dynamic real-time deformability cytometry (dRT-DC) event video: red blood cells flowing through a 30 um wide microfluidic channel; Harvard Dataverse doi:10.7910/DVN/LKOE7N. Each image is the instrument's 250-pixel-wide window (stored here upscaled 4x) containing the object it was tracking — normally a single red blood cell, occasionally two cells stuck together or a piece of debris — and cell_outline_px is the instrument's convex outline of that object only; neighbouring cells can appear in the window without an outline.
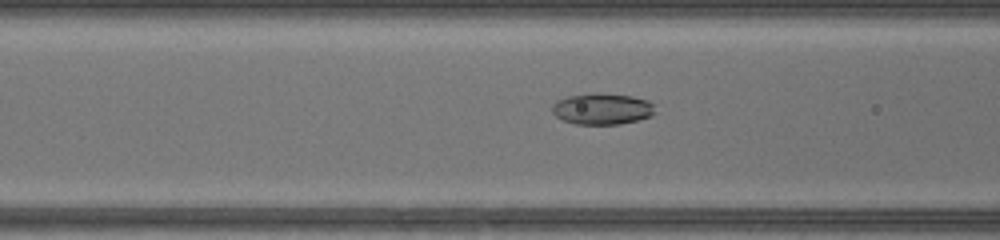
{"species": "common noctule bat (a hibernating species)", "species_latin": "Nyctalus noctula", "temperature_condition": "warm", "stored_images_in_passage": 49, "camera_frame_rate_fps": 3000, "um_per_image_px": 0.085, "animal": {"sex": "female", "body_mass_g": 17.0, "forearm_length_mm": 48.0}, "frame": {"image": 1, "passage_image": 21, "time_ms": 6.667, "image_size_px": [1000, 240], "cell_outline_px": [[656, 112], [652, 116], [620, 124], [576, 124], [564, 120], [556, 116], [552, 112], [552, 104], [556, 100], [568, 96], [596, 92], [632, 96], [648, 100], [656, 104]], "centroid_in_image_um": [51.22, 9.24], "position_along_channel_um": 115.4, "area_um2": 19.02}}
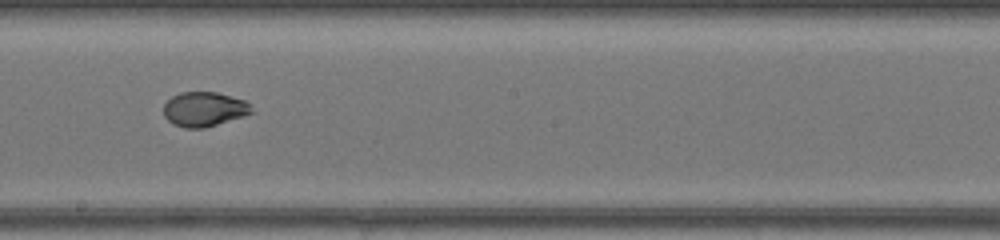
{"frame": {"image": 2, "passage_image": 29, "time_ms": 9.333, "image_size_px": [1000, 240], "cell_outline_px": [[256, 112], [244, 116], [204, 128], [184, 128], [172, 124], [164, 116], [164, 104], [172, 96], [180, 92], [216, 92], [244, 100]], "centroid_in_image_um": [17.35, 9.29], "position_along_channel_um": 230.9, "area_um2": 17.74}}
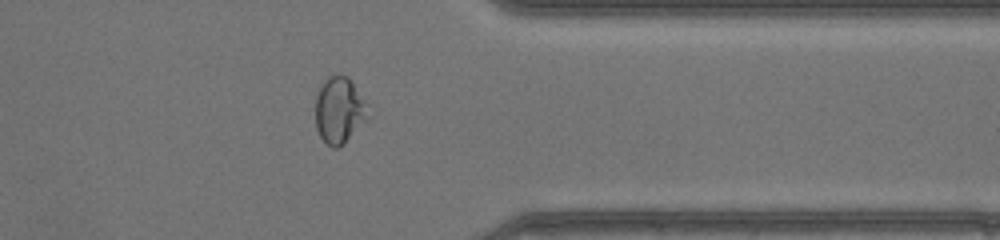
{"frame": {"image": 3, "passage_image": 40, "time_ms": 13.0, "image_size_px": [1000, 240], "cell_outline_px": [[368, 104], [364, 116], [344, 144], [336, 148], [332, 148], [320, 136], [316, 128], [316, 96], [320, 84], [328, 76], [348, 76]], "centroid_in_image_um": [28.77, 9.33], "position_along_channel_um": 382.6, "area_um2": 19.59}, "authors_computed_cell_mechanics": {"area_um2": 21.1548, "velocity_mm_per_s": 4.3312, "shape_relaxation_time_tau1_ms": 9.9411, "shape_relaxation_time_tau2_ms": null, "deformation_change_tau1": 0.3012, "deformation_change_tau2": null}}